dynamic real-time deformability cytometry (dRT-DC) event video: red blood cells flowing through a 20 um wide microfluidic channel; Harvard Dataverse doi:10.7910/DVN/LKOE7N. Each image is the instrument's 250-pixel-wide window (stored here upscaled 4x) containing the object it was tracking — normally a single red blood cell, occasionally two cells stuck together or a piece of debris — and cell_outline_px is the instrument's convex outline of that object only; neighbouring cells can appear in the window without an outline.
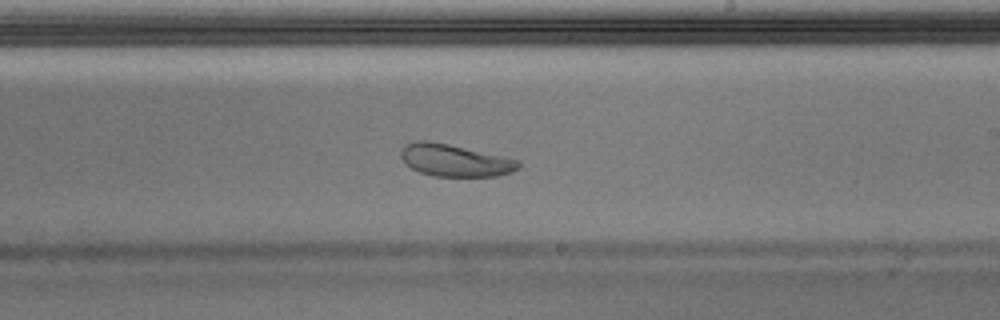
{"species": "Egyptian fruit bat (a non-hibernating species)", "species_latin": "Rousettus aegyptiacus", "temperature_condition": "warm", "stored_images_in_passage": 52, "camera_frame_rate_fps": 3000, "um_per_image_px": 0.085, "animal": {"sex": "male"}, "frame": {"image": 1, "passage_image": 30, "time_ms": 9.667, "image_size_px": [1000, 320], "cell_outline_px": [[520, 168], [512, 172], [496, 176], [432, 176], [420, 172], [404, 164], [400, 156], [400, 152], [408, 144], [416, 140], [428, 140], [448, 144], [520, 160]], "centroid_in_image_um": [38.66, 13.64], "position_along_channel_um": 250.3, "area_um2": 21.96}, "authors_computed_cell_mechanics": {"area_um2": 25.0852, "velocity_mm_per_s": 3.9206, "shape_relaxation_time_tau1_ms": 8.0506, "shape_relaxation_time_tau2_ms": null, "deformation_change_tau1": 0.2124, "deformation_change_tau2": null}}